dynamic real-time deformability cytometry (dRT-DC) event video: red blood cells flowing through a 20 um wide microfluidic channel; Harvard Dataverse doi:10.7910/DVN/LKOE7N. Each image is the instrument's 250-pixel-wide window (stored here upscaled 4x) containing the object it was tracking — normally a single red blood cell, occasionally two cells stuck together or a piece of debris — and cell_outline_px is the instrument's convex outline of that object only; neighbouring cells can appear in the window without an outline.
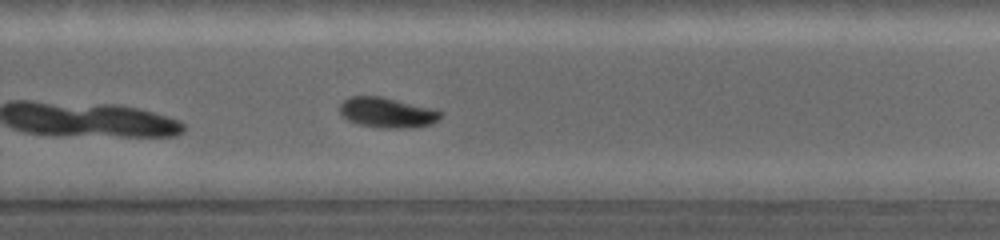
{"species": "common noctule bat (a hibernating species)", "species_latin": "Nyctalus noctula", "temperature_condition": "warm", "stored_images_in_passage": 65, "camera_frame_rate_fps": 5000, "um_per_image_px": 0.085, "animal": {"sex": "female", "body_mass_g": 19.0, "forearm_length_mm": 53.3}, "frame": {"image": 1, "passage_image": 37, "time_ms": 6.2, "image_size_px": [1000, 240], "cell_outline_px": [[444, 112], [432, 124], [412, 128], [384, 128], [360, 124], [348, 120], [340, 112], [340, 104], [348, 96], [380, 96], [432, 108]], "centroid_in_image_um": [32.91, 9.56], "position_along_channel_um": 296.9, "area_um2": 17.63}}